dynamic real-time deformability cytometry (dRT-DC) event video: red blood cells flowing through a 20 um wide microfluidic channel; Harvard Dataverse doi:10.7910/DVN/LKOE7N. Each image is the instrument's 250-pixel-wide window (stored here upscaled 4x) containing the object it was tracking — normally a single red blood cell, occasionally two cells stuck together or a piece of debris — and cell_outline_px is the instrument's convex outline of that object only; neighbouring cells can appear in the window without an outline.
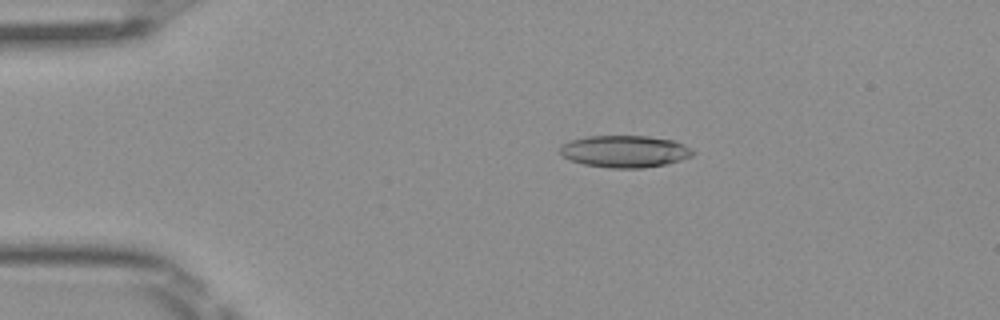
{"species": "Egyptian fruit bat (a non-hibernating species)", "species_latin": "Rousettus aegyptiacus", "temperature_condition": "room temperature", "stored_images_in_passage": 50, "camera_frame_rate_fps": 3000, "um_per_image_px": 0.085, "frame": {"image": 1, "passage_image": 10, "time_ms": 3.0, "image_size_px": [1000, 320], "cell_outline_px": [[696, 152], [692, 156], [680, 160], [664, 164], [644, 168], [608, 168], [584, 164], [572, 160], [564, 156], [560, 152], [560, 148], [564, 144], [572, 140], [588, 136], [648, 136], [672, 140], [684, 144]], "centroid_in_image_um": [53.14, 12.87], "position_along_channel_um": 31.9, "area_um2": 24.57}}
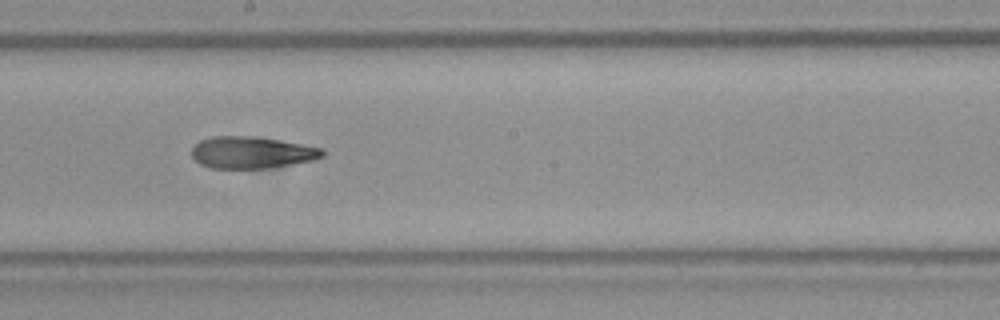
{"frame": {"image": 2, "passage_image": 28, "time_ms": 9.0, "image_size_px": [1000, 320], "cell_outline_px": [[324, 156], [316, 160], [272, 168], [212, 168], [200, 164], [192, 156], [192, 148], [200, 140], [212, 136], [252, 136], [280, 140], [324, 148]], "centroid_in_image_um": [21.44, 12.96], "position_along_channel_um": 226.8, "area_um2": 24.45}}
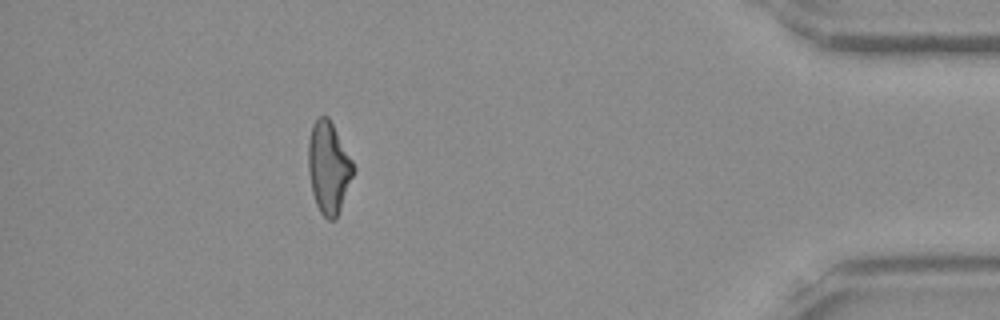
{"frame": {"image": 3, "passage_image": 45, "time_ms": 14.667, "image_size_px": [1000, 320], "cell_outline_px": [[356, 172], [336, 220], [328, 220], [320, 212], [316, 204], [312, 192], [308, 172], [308, 140], [312, 124], [320, 116], [328, 116], [352, 160], [356, 168]], "centroid_in_image_um": [27.94, 14.28], "position_along_channel_um": 407.3, "area_um2": 24.39}, "authors_computed_cell_mechanics": {"area_um2": 24.6806, "velocity_mm_per_s": 4.0759, "shape_relaxation_time_tau1_ms": 11.2336, "shape_relaxation_time_tau2_ms": 2.9324, "deformation_change_tau1": 0.3083, "deformation_change_tau2": 0.1207}}